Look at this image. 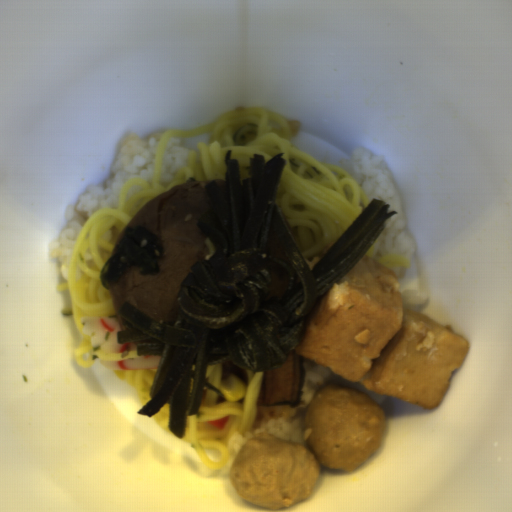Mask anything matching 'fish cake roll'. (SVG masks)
Segmentation results:
<instances>
[{"label":"fish cake roll","mask_w":512,"mask_h":512,"mask_svg":"<svg viewBox=\"0 0 512 512\" xmlns=\"http://www.w3.org/2000/svg\"><path fill=\"white\" fill-rule=\"evenodd\" d=\"M80 324L84 334L90 337L91 347H100L107 353H123L131 347L137 346L135 342L119 343L116 337L118 331L124 329L120 317H81Z\"/></svg>","instance_id":"1"},{"label":"fish cake roll","mask_w":512,"mask_h":512,"mask_svg":"<svg viewBox=\"0 0 512 512\" xmlns=\"http://www.w3.org/2000/svg\"><path fill=\"white\" fill-rule=\"evenodd\" d=\"M162 357L158 355L139 356L127 360H100L106 370H152L159 369Z\"/></svg>","instance_id":"2"}]
</instances>
